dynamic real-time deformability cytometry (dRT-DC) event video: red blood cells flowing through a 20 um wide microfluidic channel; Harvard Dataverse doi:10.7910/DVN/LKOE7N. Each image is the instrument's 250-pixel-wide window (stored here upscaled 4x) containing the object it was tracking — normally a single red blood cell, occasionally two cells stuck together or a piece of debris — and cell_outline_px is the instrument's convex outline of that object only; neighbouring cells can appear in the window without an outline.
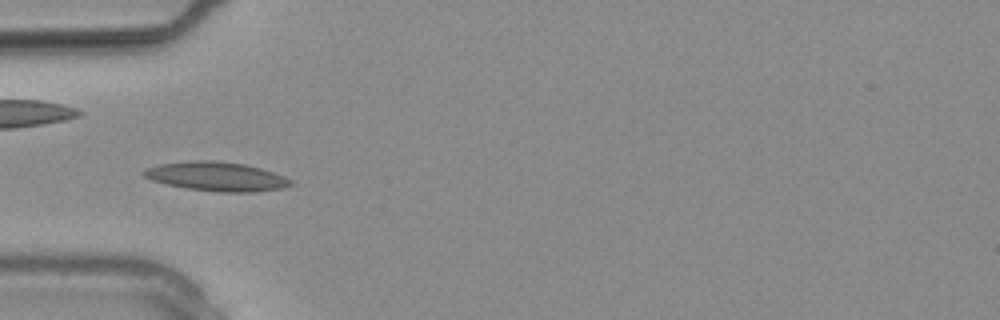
{"species": "common noctule bat (a hibernating species)", "species_latin": "Nyctalus noctula", "temperature_condition": "warm", "stored_images_in_passage": 12, "camera_frame_rate_fps": 3000, "um_per_image_px": 0.085, "animal": {"sex": "male", "body_mass_g": 20.4}, "frame": {"image": 1, "passage_image": 9, "time_ms": 2.667, "image_size_px": [1000, 320], "cell_outline_px": [[292, 184], [284, 188], [248, 192], [220, 192], [188, 188], [168, 184], [152, 180], [144, 176], [140, 172], [144, 168], [160, 164], [188, 160], [220, 160], [244, 164], [260, 168], [284, 176], [292, 180]], "centroid_in_image_um": [18.38, 14.98], "position_along_channel_um": 66.6, "area_um2": 24.91}}